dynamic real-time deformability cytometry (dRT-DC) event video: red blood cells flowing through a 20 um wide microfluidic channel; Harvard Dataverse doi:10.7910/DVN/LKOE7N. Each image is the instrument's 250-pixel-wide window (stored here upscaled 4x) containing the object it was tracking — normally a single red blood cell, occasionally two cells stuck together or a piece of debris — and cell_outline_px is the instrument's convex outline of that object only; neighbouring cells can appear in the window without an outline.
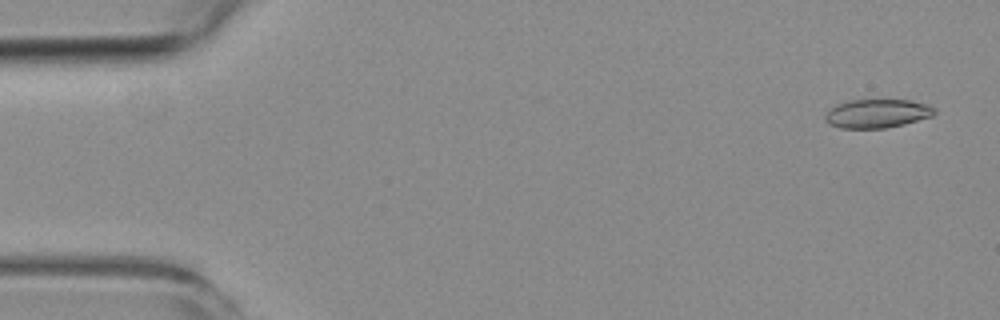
{"species": "common noctule bat (a hibernating species)", "species_latin": "Nyctalus noctula", "temperature_condition": "room temperature", "stored_images_in_passage": 5, "camera_frame_rate_fps": 3000, "um_per_image_px": 0.085, "animal": {"sex": "female", "body_mass_g": 19.3, "forearm_length_mm": 54.1}, "frame": {"image": 1, "passage_image": 1, "time_ms": 0.0, "image_size_px": [1000, 320], "cell_outline_px": [[936, 112], [932, 116], [904, 124], [884, 128], [840, 128], [828, 124], [824, 120], [824, 116], [836, 104], [848, 100], [908, 100], [928, 104], [936, 108]], "centroid_in_image_um": [74.55, 9.65], "position_along_channel_um": 10.4, "area_um2": 18.32}}
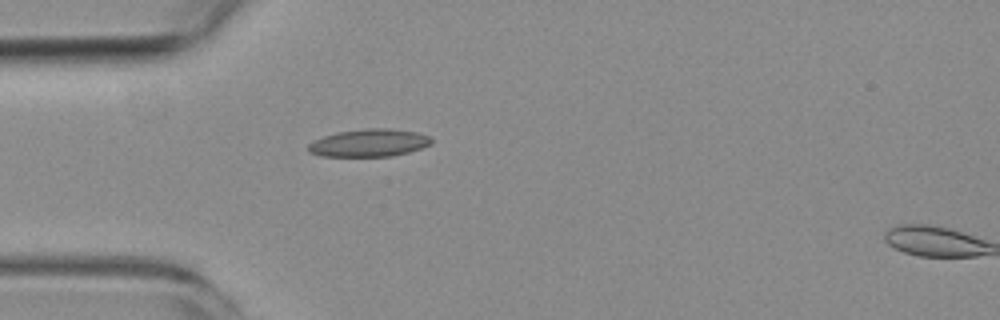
{"frame": {"image": 2, "passage_image": 4, "time_ms": 4.333, "image_size_px": [1000, 320], "cell_outline_px": [[432, 144], [408, 152], [392, 156], [320, 156], [308, 152], [308, 144], [324, 136], [340, 132], [364, 128], [388, 128], [416, 132], [428, 136], [432, 140]], "centroid_in_image_um": [31.37, 12.15], "position_along_channel_um": 53.6, "area_um2": 19.65}}